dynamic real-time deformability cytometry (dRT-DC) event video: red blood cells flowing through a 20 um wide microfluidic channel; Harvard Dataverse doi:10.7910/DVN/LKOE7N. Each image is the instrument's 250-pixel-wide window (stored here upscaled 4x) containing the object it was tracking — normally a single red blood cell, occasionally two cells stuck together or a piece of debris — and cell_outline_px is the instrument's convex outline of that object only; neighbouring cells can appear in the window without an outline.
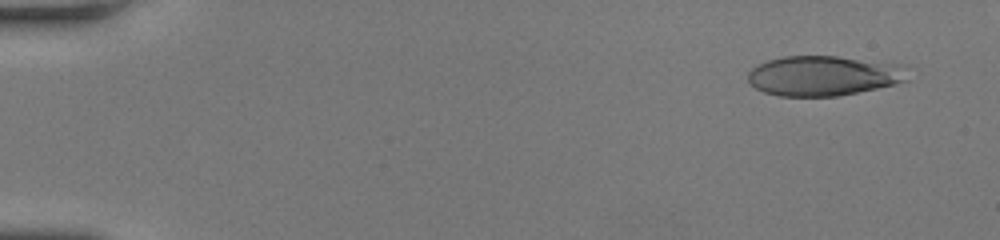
{"species": "human", "species_latin": "Homo sapiens", "temperature_condition": "room temperature", "stored_images_in_passage": 42, "camera_frame_rate_fps": 3000, "um_per_image_px": 0.085, "donor": {"sex": "female"}, "frame": {"image": 1, "passage_image": 3, "time_ms": 0.667, "image_size_px": [1000, 240], "cell_outline_px": [[908, 80], [876, 88], [836, 96], [780, 96], [764, 92], [748, 84], [748, 72], [752, 68], [768, 60], [784, 56], [836, 56], [904, 64]], "centroid_in_image_um": [69.98, 6.43], "position_along_channel_um": 15.0, "area_um2": 37.17}}
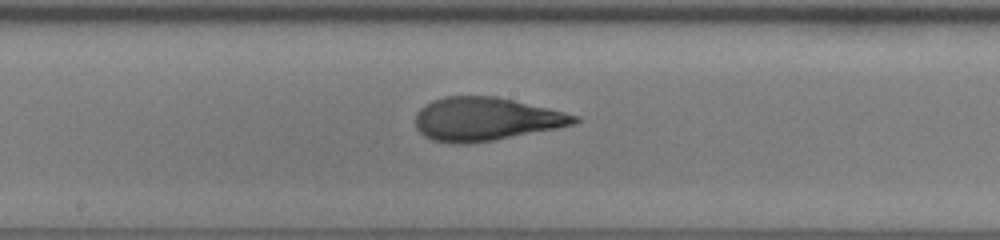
{"frame": {"image": 2, "passage_image": 25, "time_ms": 8.0, "image_size_px": [1000, 240], "cell_outline_px": [[580, 120], [572, 124], [556, 128], [492, 140], [468, 144], [452, 144], [432, 140], [424, 136], [416, 128], [416, 112], [424, 104], [432, 100], [444, 96], [496, 96], [548, 108], [580, 116]], "centroid_in_image_um": [41.23, 10.12], "position_along_channel_um": 207.0, "area_um2": 40.06}}
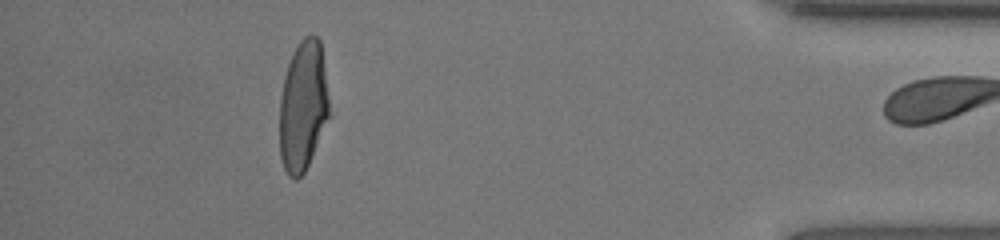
{"frame": {"image": 3, "passage_image": 41, "time_ms": 13.333, "image_size_px": [1000, 240], "cell_outline_px": [[332, 116], [304, 172], [296, 180], [292, 180], [288, 176], [284, 168], [280, 156], [280, 96], [284, 76], [292, 52], [300, 40], [304, 36], [312, 32], [320, 40]], "centroid_in_image_um": [25.78, 9.01], "position_along_channel_um": 409.4, "area_um2": 38.55}}